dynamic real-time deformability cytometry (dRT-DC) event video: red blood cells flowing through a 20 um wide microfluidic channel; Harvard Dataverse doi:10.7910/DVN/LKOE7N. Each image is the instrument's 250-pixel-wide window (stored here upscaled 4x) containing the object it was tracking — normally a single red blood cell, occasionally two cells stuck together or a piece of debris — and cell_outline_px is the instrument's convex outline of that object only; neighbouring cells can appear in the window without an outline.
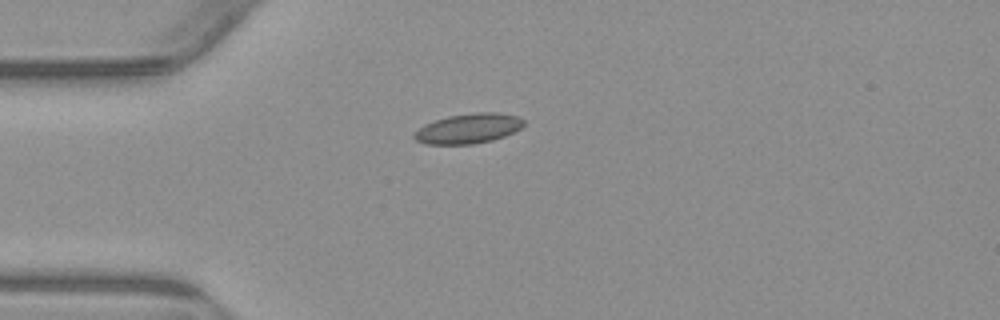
{"species": "common noctule bat (a hibernating species)", "species_latin": "Nyctalus noctula", "temperature_condition": "warm", "stored_images_in_passage": 18, "camera_frame_rate_fps": 3000, "um_per_image_px": 0.085, "animal": {"sex": "male", "body_mass_g": 23.1, "forearm_length_mm": 52.7}, "frame": {"image": 1, "passage_image": 2, "time_ms": 0.333, "image_size_px": [1000, 320], "cell_outline_px": [[524, 124], [520, 128], [504, 136], [492, 140], [472, 144], [424, 144], [416, 140], [412, 136], [424, 124], [448, 116], [476, 112], [496, 112], [516, 116], [524, 120]], "centroid_in_image_um": [39.8, 10.92], "position_along_channel_um": 45.2, "area_um2": 18.9}}
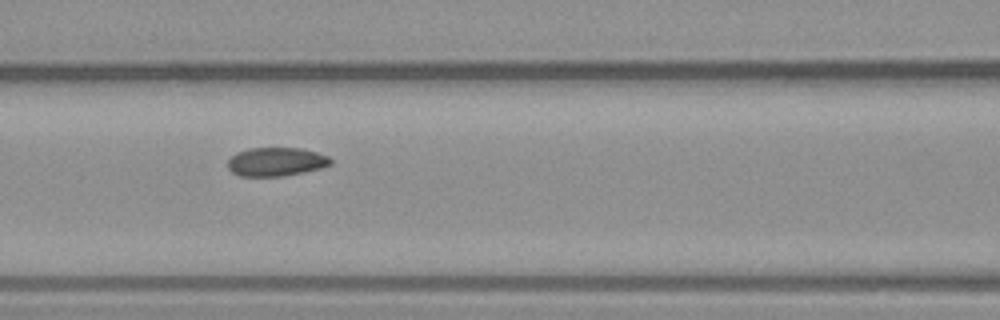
{"frame": {"image": 2, "passage_image": 11, "time_ms": 3.333, "image_size_px": [1000, 320], "cell_outline_px": [[332, 164], [320, 168], [304, 172], [284, 176], [240, 176], [232, 172], [228, 168], [228, 160], [236, 152], [248, 148], [300, 148], [316, 152], [328, 156], [332, 160]], "centroid_in_image_um": [23.46, 13.75], "position_along_channel_um": 143.1, "area_um2": 17.22}}
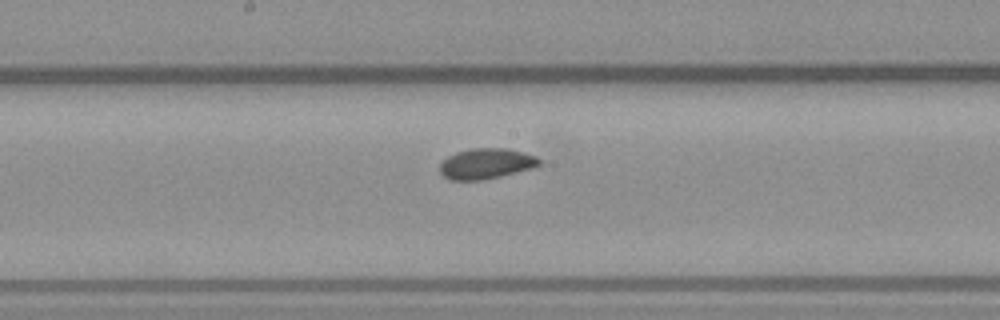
{"frame": {"image": 3, "passage_image": 16, "time_ms": 5.0, "image_size_px": [1000, 320], "cell_outline_px": [[540, 164], [536, 168], [500, 176], [480, 180], [448, 180], [440, 172], [440, 164], [448, 156], [456, 152], [472, 148], [508, 148], [524, 152], [536, 156], [540, 160]], "centroid_in_image_um": [41.35, 13.91], "position_along_channel_um": 206.9, "area_um2": 17.8}}